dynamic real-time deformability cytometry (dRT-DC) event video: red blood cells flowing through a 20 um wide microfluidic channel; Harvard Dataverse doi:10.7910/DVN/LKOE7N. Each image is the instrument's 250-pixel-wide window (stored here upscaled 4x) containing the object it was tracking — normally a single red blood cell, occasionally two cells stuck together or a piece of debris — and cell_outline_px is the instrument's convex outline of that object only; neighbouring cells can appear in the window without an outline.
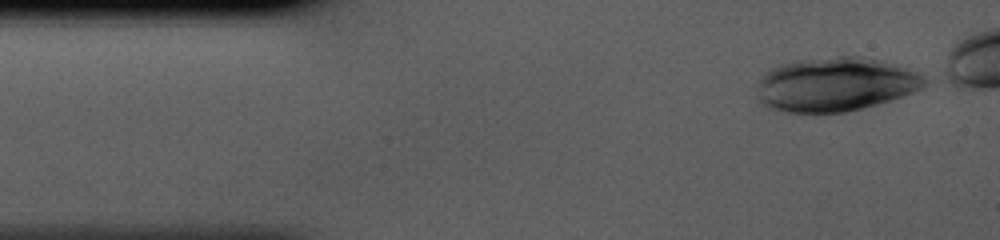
{"species": "human", "species_latin": "Homo sapiens", "temperature_condition": "cold", "stored_images_in_passage": 36, "camera_frame_rate_fps": 3000, "um_per_image_px": 0.085, "donor": {"sex": "male"}, "frame": {"image": 1, "passage_image": 1, "time_ms": 0.0, "image_size_px": [1000, 240], "cell_outline_px": [[932, 80], [924, 88], [864, 108], [844, 112], [788, 112], [768, 108], [760, 104], [756, 88], [760, 76], [768, 68], [780, 64], [796, 60], [840, 56], [860, 56], [892, 64], [916, 72]], "centroid_in_image_um": [70.96, 7.17], "position_along_channel_um": 14.0, "area_um2": 52.94}}
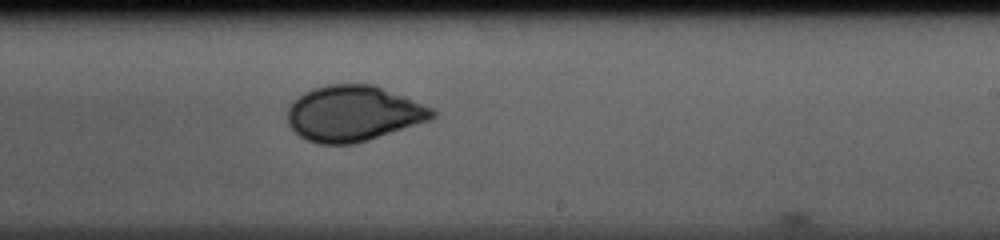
{"frame": {"image": 2, "passage_image": 23, "time_ms": 7.333, "image_size_px": [1000, 240], "cell_outline_px": [[436, 116], [432, 120], [368, 140], [352, 144], [320, 144], [308, 140], [300, 136], [288, 124], [288, 108], [304, 92], [312, 88], [328, 84], [376, 84], [432, 108], [436, 112]], "centroid_in_image_um": [30.07, 9.64], "position_along_channel_um": 258.9, "area_um2": 46.93}}
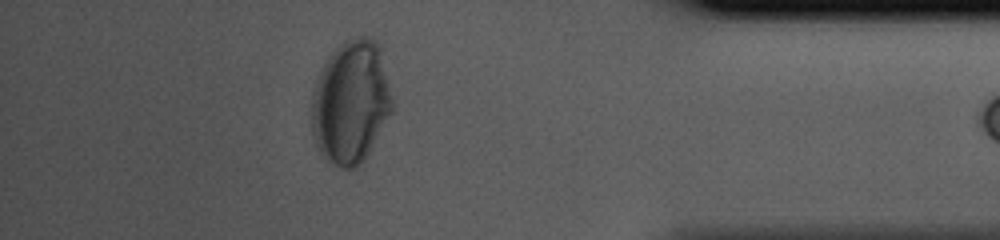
{"frame": {"image": 3, "passage_image": 35, "time_ms": 11.333, "image_size_px": [1000, 240], "cell_outline_px": [[392, 112], [364, 160], [356, 168], [340, 168], [320, 156], [316, 148], [312, 132], [312, 96], [316, 80], [328, 56], [344, 40], [360, 36], [372, 36], [380, 44], [392, 100]], "centroid_in_image_um": [29.81, 8.68], "position_along_channel_um": 405.4, "area_um2": 58.2}}